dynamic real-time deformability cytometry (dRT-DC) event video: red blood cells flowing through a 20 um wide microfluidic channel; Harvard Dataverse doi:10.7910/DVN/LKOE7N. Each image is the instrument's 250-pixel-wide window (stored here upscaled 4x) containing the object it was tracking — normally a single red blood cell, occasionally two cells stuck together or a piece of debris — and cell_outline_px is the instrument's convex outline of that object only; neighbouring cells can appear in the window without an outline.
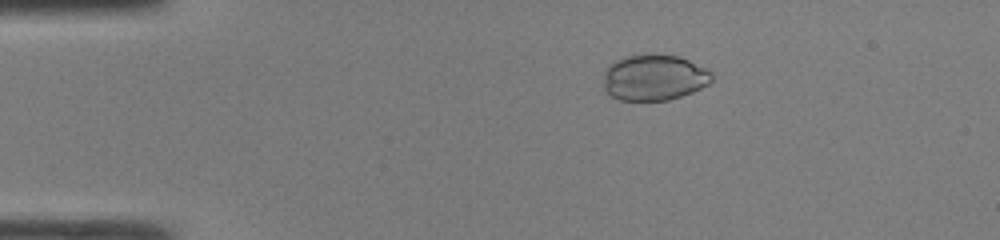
{"species": "common noctule bat (a hibernating species)", "species_latin": "Nyctalus noctula", "temperature_condition": "room temperature", "stored_images_in_passage": 47, "camera_frame_rate_fps": 3000, "um_per_image_px": 0.085, "animal": {"sex": "male", "body_mass_g": 19.0, "forearm_length_mm": 50.8}, "frame": {"image": 1, "passage_image": 9, "time_ms": 2.667, "image_size_px": [1000, 240], "cell_outline_px": [[712, 80], [708, 84], [692, 92], [668, 100], [620, 100], [608, 96], [604, 92], [604, 72], [616, 60], [624, 56], [680, 56], [712, 72]], "centroid_in_image_um": [55.57, 6.63], "position_along_channel_um": 29.4, "area_um2": 28.55}}
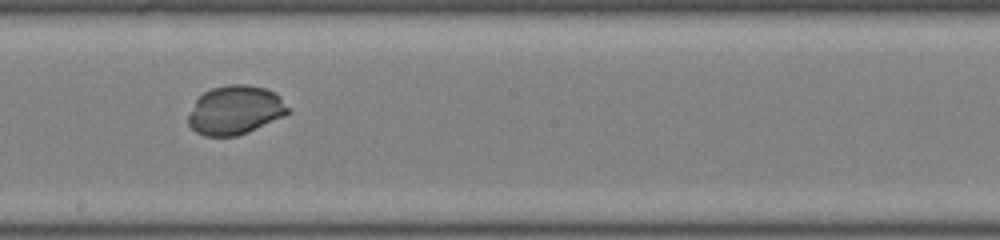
{"frame": {"image": 2, "passage_image": 27, "time_ms": 8.667, "image_size_px": [1000, 240], "cell_outline_px": [[292, 112], [284, 116], [248, 132], [236, 136], [204, 136], [196, 132], [188, 124], [188, 116], [196, 100], [204, 92], [212, 88], [228, 84], [248, 84], [268, 88], [276, 92], [280, 96]], "centroid_in_image_um": [20.03, 9.34], "position_along_channel_um": 228.2, "area_um2": 28.61}}
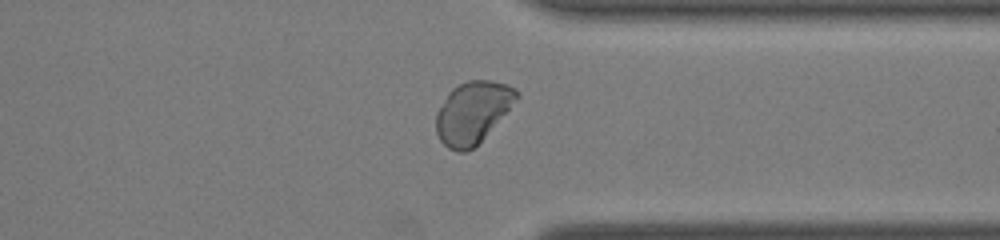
{"frame": {"image": 3, "passage_image": 37, "time_ms": 12.0, "image_size_px": [1000, 240], "cell_outline_px": [[520, 96], [484, 136], [472, 148], [464, 152], [456, 152], [448, 148], [440, 140], [436, 132], [436, 112], [448, 92], [452, 88], [468, 80], [492, 80], [508, 84], [516, 88], [520, 92]], "centroid_in_image_um": [40.16, 9.52], "position_along_channel_um": 371.2, "area_um2": 28.78}, "authors_computed_cell_mechanics": {"area_um2": 29.5936, "velocity_mm_per_s": 4.3051, "shape_relaxation_time_tau1_ms": 2.5219, "shape_relaxation_time_tau2_ms": null, "deformation_change_tau1": 0.0946, "deformation_change_tau2": null}}